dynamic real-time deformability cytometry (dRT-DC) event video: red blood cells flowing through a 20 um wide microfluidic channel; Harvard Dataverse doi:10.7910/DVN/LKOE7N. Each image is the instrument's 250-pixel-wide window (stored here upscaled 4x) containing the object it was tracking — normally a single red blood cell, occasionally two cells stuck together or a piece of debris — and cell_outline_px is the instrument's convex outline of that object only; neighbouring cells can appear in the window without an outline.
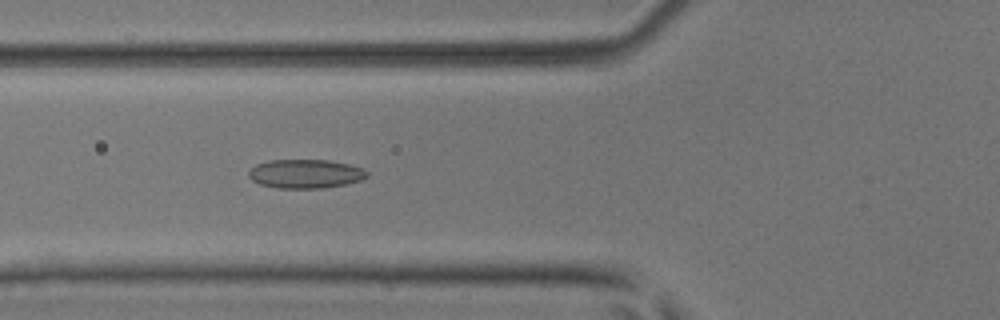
{"species": "common noctule bat (a hibernating species)", "species_latin": "Nyctalus noctula", "temperature_condition": "room temperature", "stored_images_in_passage": 4, "camera_frame_rate_fps": 3000, "um_per_image_px": 0.085, "animal": {"sex": "male", "body_mass_g": 17.9, "forearm_length_mm": 54.2}, "frame": {"image": 1, "passage_image": 4, "time_ms": 1.0, "image_size_px": [1000, 320], "cell_outline_px": [[368, 176], [364, 180], [348, 184], [320, 188], [276, 188], [260, 184], [252, 180], [248, 176], [248, 172], [256, 164], [268, 160], [328, 160], [348, 164], [364, 168], [368, 172]], "centroid_in_image_um": [25.99, 14.77], "position_along_channel_um": 99.8, "area_um2": 20.11}}